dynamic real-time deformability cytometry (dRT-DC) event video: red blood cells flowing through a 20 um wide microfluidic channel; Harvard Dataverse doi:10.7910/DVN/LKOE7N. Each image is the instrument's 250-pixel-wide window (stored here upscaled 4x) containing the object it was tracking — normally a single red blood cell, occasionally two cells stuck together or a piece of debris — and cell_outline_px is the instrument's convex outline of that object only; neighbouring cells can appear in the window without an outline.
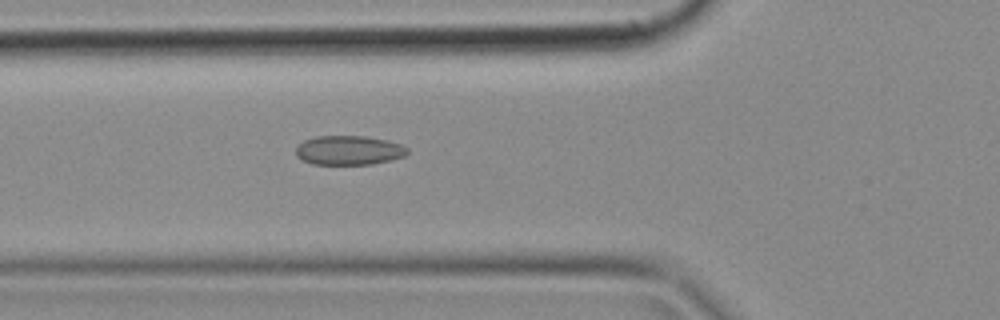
{"species": "common noctule bat (a hibernating species)", "species_latin": "Nyctalus noctula", "temperature_condition": "cold", "stored_images_in_passage": 50, "camera_frame_rate_fps": 3000, "um_per_image_px": 0.085, "animal": {"sex": "female", "body_mass_g": 18.4}, "frame": {"image": 1, "passage_image": 18, "time_ms": 5.667, "image_size_px": [1000, 320], "cell_outline_px": [[408, 152], [404, 156], [372, 164], [312, 164], [296, 156], [296, 144], [304, 140], [316, 136], [364, 136], [384, 140], [400, 144], [408, 148]], "centroid_in_image_um": [29.6, 12.77], "position_along_channel_um": 96.2, "area_um2": 18.9}}
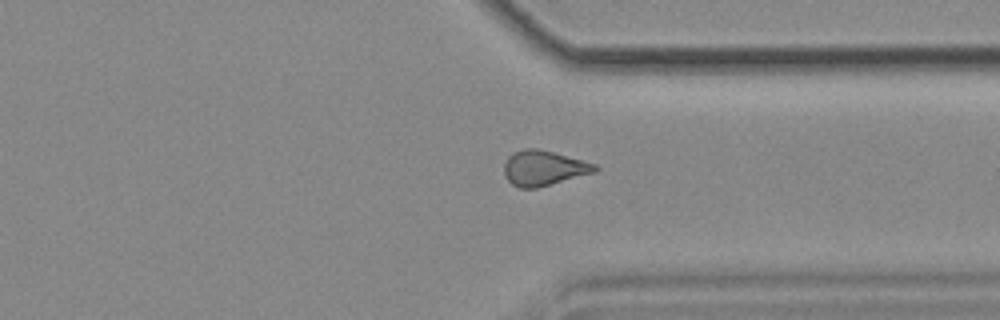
{"frame": {"image": 2, "passage_image": 38, "time_ms": 12.333, "image_size_px": [1000, 320], "cell_outline_px": [[600, 168], [596, 172], [536, 188], [520, 188], [512, 184], [504, 176], [504, 164], [508, 156], [512, 152], [524, 148], [536, 148], [552, 152], [596, 164]], "centroid_in_image_um": [46.19, 14.28], "position_along_channel_um": 365.2, "area_um2": 18.55}}
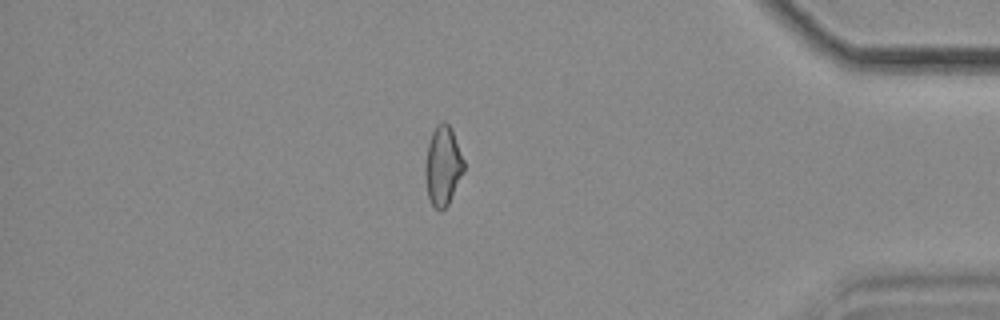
{"frame": {"image": 3, "passage_image": 43, "time_ms": 14.0, "image_size_px": [1000, 320], "cell_outline_px": [[464, 172], [448, 204], [440, 212], [432, 204], [428, 196], [424, 176], [424, 168], [428, 144], [432, 132], [436, 124], [440, 120], [444, 120], [452, 128], [464, 160]], "centroid_in_image_um": [37.64, 14.06], "position_along_channel_um": 397.6, "area_um2": 18.09}}